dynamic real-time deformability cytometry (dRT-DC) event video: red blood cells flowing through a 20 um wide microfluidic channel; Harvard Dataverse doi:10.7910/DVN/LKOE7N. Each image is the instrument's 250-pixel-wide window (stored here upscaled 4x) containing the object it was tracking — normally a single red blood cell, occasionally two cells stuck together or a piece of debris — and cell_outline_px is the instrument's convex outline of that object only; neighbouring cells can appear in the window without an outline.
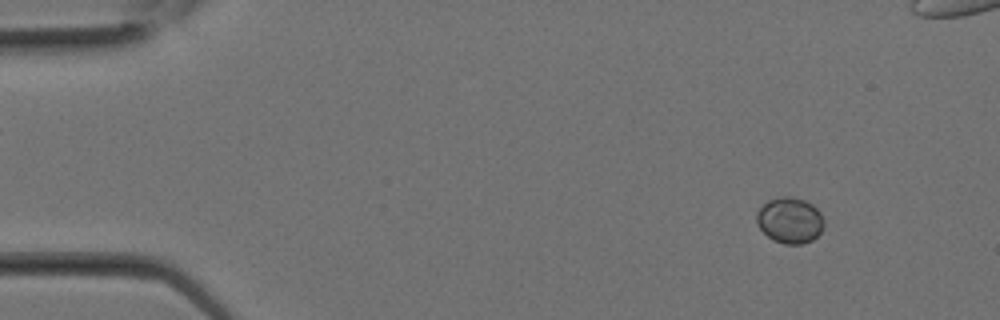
{"species": "Egyptian fruit bat (a non-hibernating species)", "species_latin": "Rousettus aegyptiacus", "temperature_condition": "room temperature", "stored_images_in_passage": 13, "camera_frame_rate_fps": 3000, "um_per_image_px": 0.085, "animal": {"sex": "female"}, "frame": {"image": 1, "passage_image": 3, "time_ms": 0.667, "image_size_px": [1000, 320], "cell_outline_px": [[824, 224], [820, 232], [812, 240], [800, 244], [784, 244], [772, 240], [760, 228], [756, 220], [756, 212], [768, 200], [780, 196], [792, 196], [804, 200], [812, 204], [820, 212], [824, 220]], "centroid_in_image_um": [67.13, 18.71], "position_along_channel_um": 17.9, "area_um2": 18.03}}
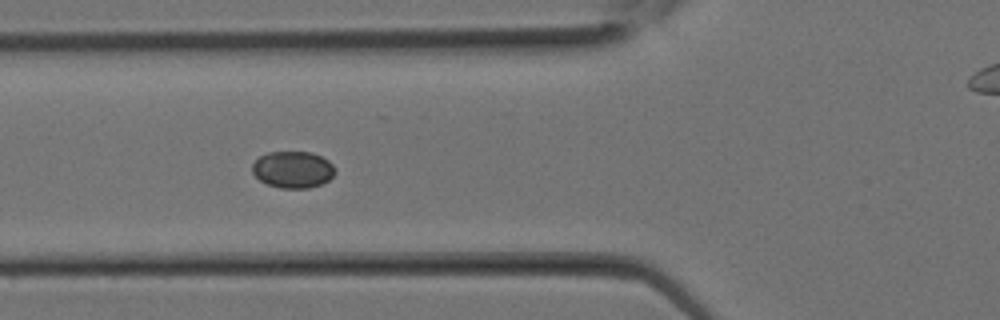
{"frame": {"image": 2, "passage_image": 10, "time_ms": 3.0, "image_size_px": [1000, 320], "cell_outline_px": [[336, 172], [328, 180], [320, 184], [308, 188], [280, 188], [268, 184], [260, 180], [252, 172], [252, 164], [260, 156], [268, 152], [312, 152], [328, 160], [336, 168]], "centroid_in_image_um": [24.9, 14.41], "position_along_channel_um": 100.9, "area_um2": 17.69}}
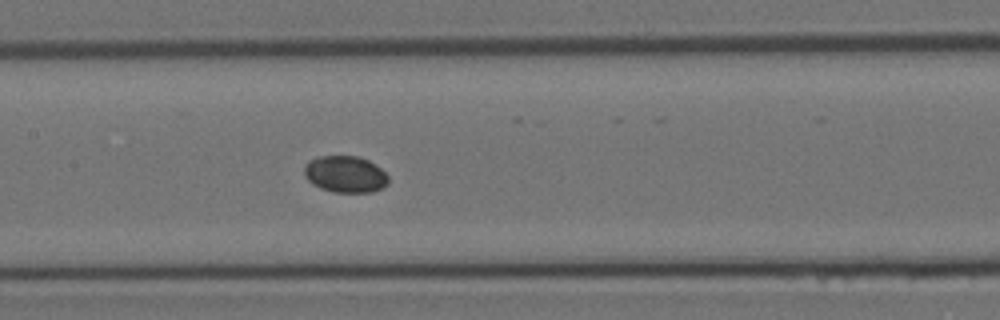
{"frame": {"image": 3, "passage_image": 13, "time_ms": 4.0, "image_size_px": [1000, 320], "cell_outline_px": [[388, 184], [384, 188], [372, 192], [332, 192], [320, 188], [312, 184], [304, 176], [304, 164], [308, 160], [320, 156], [356, 156], [368, 160], [380, 168], [388, 176]], "centroid_in_image_um": [29.33, 14.81], "position_along_channel_um": 178.1, "area_um2": 18.15}}